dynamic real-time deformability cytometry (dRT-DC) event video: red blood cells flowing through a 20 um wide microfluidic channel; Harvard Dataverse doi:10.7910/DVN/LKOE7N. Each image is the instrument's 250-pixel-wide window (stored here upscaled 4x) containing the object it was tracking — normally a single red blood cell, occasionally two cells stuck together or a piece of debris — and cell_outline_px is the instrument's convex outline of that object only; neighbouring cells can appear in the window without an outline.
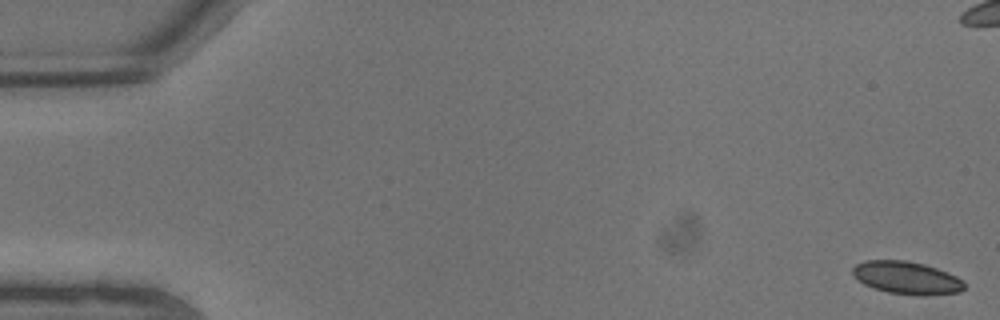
{"species": "common noctule bat (a hibernating species)", "species_latin": "Nyctalus noctula", "temperature_condition": "warm", "stored_images_in_passage": 6, "camera_frame_rate_fps": 3000, "um_per_image_px": 0.085, "animal": {"sex": "male", "body_mass_g": 13.3}, "frame": {"image": 1, "passage_image": 1, "time_ms": 0.0, "image_size_px": [1000, 320], "cell_outline_px": [[964, 288], [960, 292], [924, 296], [916, 296], [888, 292], [872, 288], [864, 284], [852, 272], [852, 268], [856, 264], [864, 260], [904, 260], [924, 264], [948, 272], [956, 276], [964, 284]], "centroid_in_image_um": [77.06, 23.62], "position_along_channel_um": 7.9, "area_um2": 21.27}}